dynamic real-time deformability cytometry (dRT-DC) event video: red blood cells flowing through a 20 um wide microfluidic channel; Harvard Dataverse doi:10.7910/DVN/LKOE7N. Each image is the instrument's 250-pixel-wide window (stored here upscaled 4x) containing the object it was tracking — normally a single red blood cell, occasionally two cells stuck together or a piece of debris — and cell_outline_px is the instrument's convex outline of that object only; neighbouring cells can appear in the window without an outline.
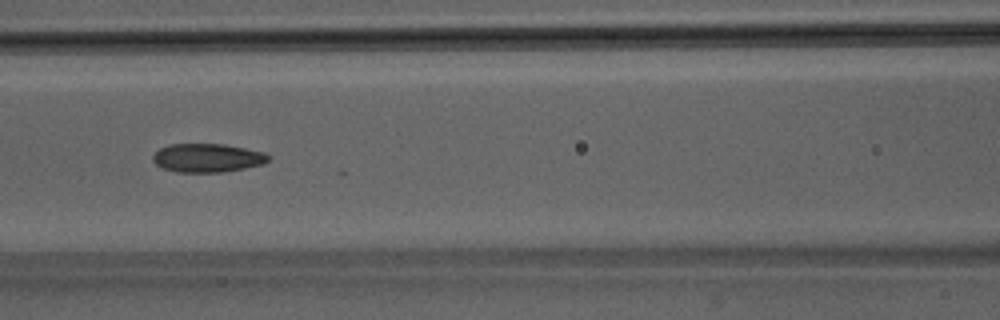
{"species": "Egyptian fruit bat (a non-hibernating species)", "species_latin": "Rousettus aegyptiacus", "temperature_condition": "room temperature", "stored_images_in_passage": 33, "camera_frame_rate_fps": 3000, "um_per_image_px": 0.085, "animal": {"sex": "male"}, "frame": {"image": 1, "passage_image": 23, "time_ms": 7.333, "image_size_px": [1000, 320], "cell_outline_px": [[268, 160], [264, 164], [224, 172], [176, 172], [160, 168], [152, 160], [152, 156], [160, 148], [168, 144], [224, 144], [264, 152], [268, 156]], "centroid_in_image_um": [17.59, 13.42], "position_along_channel_um": 149.0, "area_um2": 19.31}}